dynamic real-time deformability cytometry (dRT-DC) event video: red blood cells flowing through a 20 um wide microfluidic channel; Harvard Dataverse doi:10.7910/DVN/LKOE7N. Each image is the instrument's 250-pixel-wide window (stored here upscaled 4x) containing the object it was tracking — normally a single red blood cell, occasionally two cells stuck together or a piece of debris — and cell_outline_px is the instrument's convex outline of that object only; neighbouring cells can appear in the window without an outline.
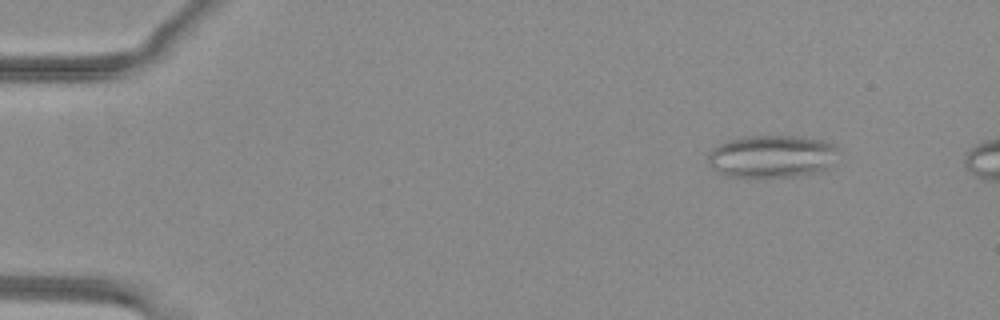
{"species": "common noctule bat (a hibernating species)", "species_latin": "Nyctalus noctula", "temperature_condition": "warm", "stored_images_in_passage": 7, "camera_frame_rate_fps": 3000, "um_per_image_px": 0.085, "animal": {"sex": "female", "body_mass_g": 29.2, "forearm_length_mm": 56.3}, "frame": {"image": 1, "passage_image": 2, "time_ms": 0.333, "image_size_px": [1000, 320], "cell_outline_px": [[840, 152], [828, 168], [820, 172], [796, 176], [728, 176], [716, 172], [708, 164], [708, 156], [712, 148], [728, 140], [744, 136], [800, 136], [824, 140], [832, 144]], "centroid_in_image_um": [65.62, 13.28], "position_along_channel_um": 19.4, "area_um2": 32.43}}